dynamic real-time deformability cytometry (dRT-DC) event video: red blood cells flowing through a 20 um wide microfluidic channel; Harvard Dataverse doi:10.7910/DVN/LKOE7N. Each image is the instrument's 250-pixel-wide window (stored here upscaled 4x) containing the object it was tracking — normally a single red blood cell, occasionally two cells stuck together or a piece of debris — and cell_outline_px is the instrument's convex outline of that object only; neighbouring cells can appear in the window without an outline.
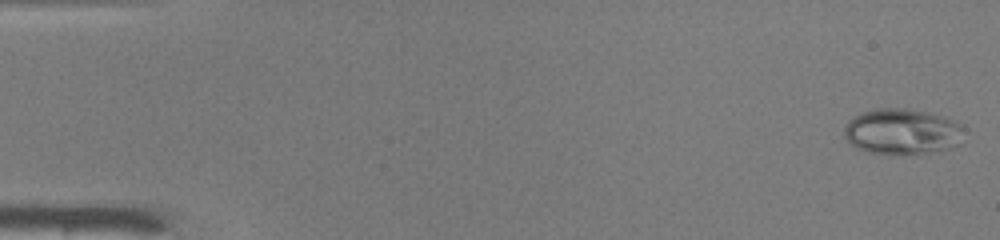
{"species": "common noctule bat (a hibernating species)", "species_latin": "Nyctalus noctula", "temperature_condition": "warm", "stored_images_in_passage": 48, "camera_frame_rate_fps": 3000, "um_per_image_px": 0.085, "animal": {"sex": "male", "body_mass_g": 19.0, "forearm_length_mm": 50.8}, "frame": {"image": 1, "passage_image": 1, "time_ms": 0.0, "image_size_px": [1000, 240], "cell_outline_px": [[964, 128], [956, 144], [952, 148], [904, 156], [888, 156], [868, 152], [856, 148], [844, 136], [844, 128], [848, 120], [852, 116], [860, 112], [876, 108], [904, 108], [928, 112], [956, 120], [964, 124]], "centroid_in_image_um": [76.64, 11.2], "position_along_channel_um": 8.4, "area_um2": 32.66}}
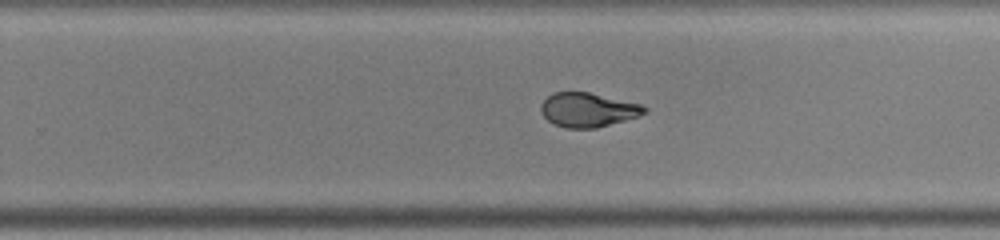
{"frame": {"image": 2, "passage_image": 31, "time_ms": 10.0, "image_size_px": [1000, 240], "cell_outline_px": [[648, 112], [640, 116], [596, 128], [568, 128], [552, 124], [540, 112], [540, 104], [552, 92], [588, 92], [640, 104], [648, 108]], "centroid_in_image_um": [49.96, 9.34], "position_along_channel_um": 279.8, "area_um2": 20.69}}
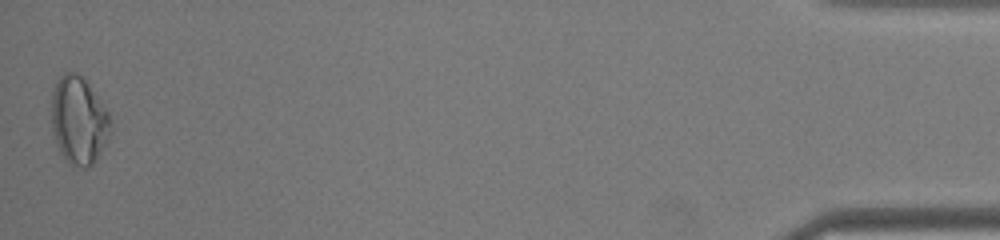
{"frame": {"image": 3, "passage_image": 48, "time_ms": 15.667, "image_size_px": [1000, 240], "cell_outline_px": [[112, 132], [108, 140], [96, 160], [88, 168], [84, 168], [68, 164], [60, 152], [56, 144], [52, 132], [52, 92], [56, 80], [64, 72], [76, 72], [88, 84], [108, 112], [112, 120]], "centroid_in_image_um": [6.7, 10.27], "position_along_channel_um": 428.5, "area_um2": 30.46}}